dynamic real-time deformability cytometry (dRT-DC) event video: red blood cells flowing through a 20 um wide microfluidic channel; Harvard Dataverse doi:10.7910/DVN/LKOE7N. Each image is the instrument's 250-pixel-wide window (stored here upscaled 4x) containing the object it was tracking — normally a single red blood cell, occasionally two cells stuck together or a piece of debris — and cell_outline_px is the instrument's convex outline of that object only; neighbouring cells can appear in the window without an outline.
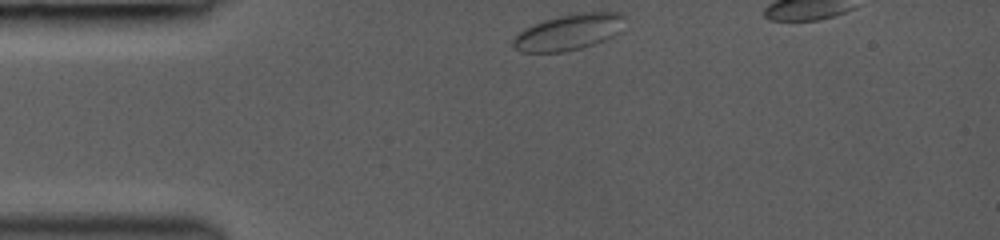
{"species": "common noctule bat (a hibernating species)", "species_latin": "Nyctalus noctula", "temperature_condition": "room temperature", "stored_images_in_passage": 5, "segment_of_instrument_passage": [1, 2], "camera_frame_rate_fps": 3000, "um_per_image_px": 0.085, "animal": {"sex": "female", "body_mass_g": 19.0, "forearm_length_mm": 53.3}, "frame": {"image": 1, "passage_image": 1, "time_ms": 0.0, "image_size_px": [1000, 240], "cell_outline_px": [[624, 16], [620, 32], [604, 40], [580, 48], [564, 52], [520, 52], [512, 44], [512, 40], [524, 28], [532, 24], [544, 20], [560, 16], [580, 12], [624, 12]], "centroid_in_image_um": [48.34, 2.72], "position_along_channel_um": 36.7, "area_um2": 23.29}}